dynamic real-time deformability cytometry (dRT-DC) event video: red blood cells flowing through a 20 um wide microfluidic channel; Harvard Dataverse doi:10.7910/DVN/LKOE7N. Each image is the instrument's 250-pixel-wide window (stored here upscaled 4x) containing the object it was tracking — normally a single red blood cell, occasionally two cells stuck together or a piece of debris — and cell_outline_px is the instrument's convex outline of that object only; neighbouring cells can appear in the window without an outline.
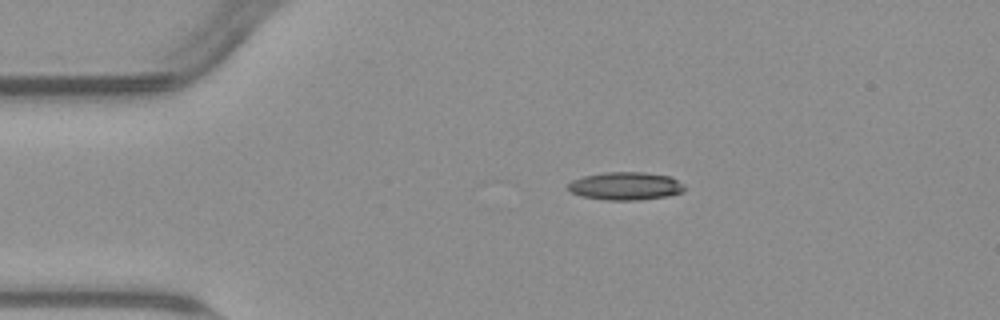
{"species": "common noctule bat (a hibernating species)", "species_latin": "Nyctalus noctula", "temperature_condition": "warm", "stored_images_in_passage": 28, "camera_frame_rate_fps": 3000, "um_per_image_px": 0.085, "animal": {"sex": "male", "body_mass_g": 23.1, "forearm_length_mm": 52.7}, "frame": {"image": 1, "passage_image": 1, "time_ms": 0.0, "image_size_px": [1000, 320], "cell_outline_px": [[684, 192], [668, 196], [640, 200], [604, 200], [580, 196], [568, 192], [568, 184], [572, 180], [584, 176], [604, 172], [644, 172], [668, 176], [684, 184]], "centroid_in_image_um": [53.14, 15.82], "position_along_channel_um": 31.9, "area_um2": 19.13}}
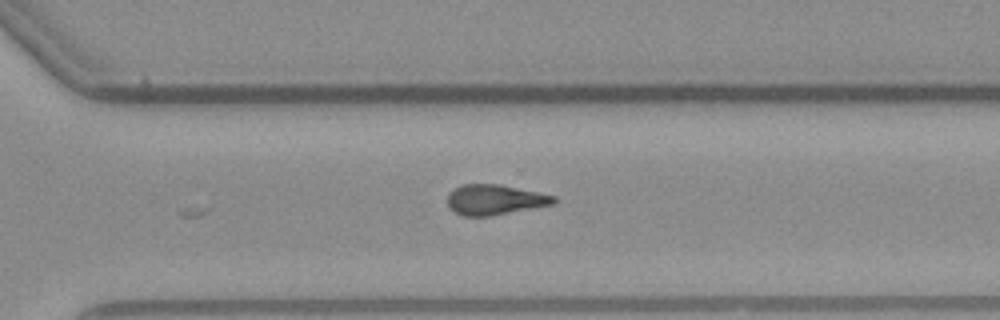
{"frame": {"image": 2, "passage_image": 28, "time_ms": 9.0, "image_size_px": [1000, 320], "cell_outline_px": [[556, 204], [492, 216], [464, 216], [448, 208], [448, 192], [460, 184], [500, 184], [556, 196]], "centroid_in_image_um": [42.06, 16.97], "position_along_channel_um": 328.5, "area_um2": 18.96}}